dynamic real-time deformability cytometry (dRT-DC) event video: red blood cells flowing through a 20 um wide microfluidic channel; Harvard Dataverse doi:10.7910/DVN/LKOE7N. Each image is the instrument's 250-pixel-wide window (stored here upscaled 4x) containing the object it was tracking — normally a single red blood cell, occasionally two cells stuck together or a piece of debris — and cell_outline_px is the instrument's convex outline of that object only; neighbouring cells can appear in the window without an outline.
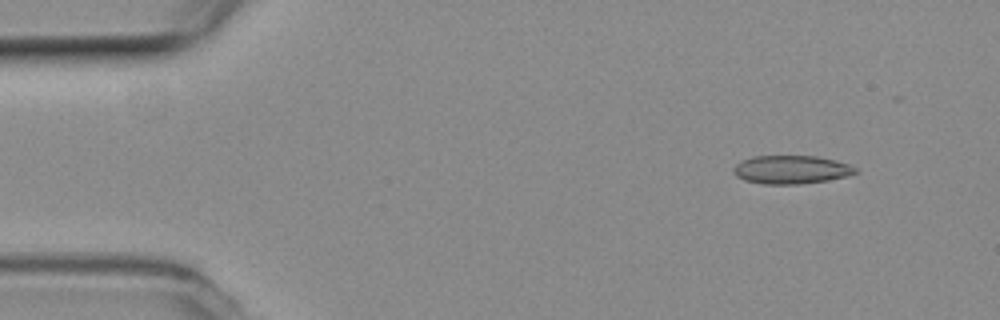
{"species": "common noctule bat (a hibernating species)", "species_latin": "Nyctalus noctula", "temperature_condition": "room temperature", "stored_images_in_passage": 32, "camera_frame_rate_fps": 3000, "um_per_image_px": 0.085, "animal": {"sex": "female", "body_mass_g": 19.3, "forearm_length_mm": 54.1}, "frame": {"image": 1, "passage_image": 1, "time_ms": 0.0, "image_size_px": [1000, 320], "cell_outline_px": [[856, 172], [848, 176], [828, 180], [800, 184], [764, 184], [744, 180], [736, 176], [732, 168], [736, 164], [752, 156], [816, 156], [836, 160], [848, 164], [856, 168]], "centroid_in_image_um": [67.25, 14.42], "position_along_channel_um": 17.8, "area_um2": 20.11}}
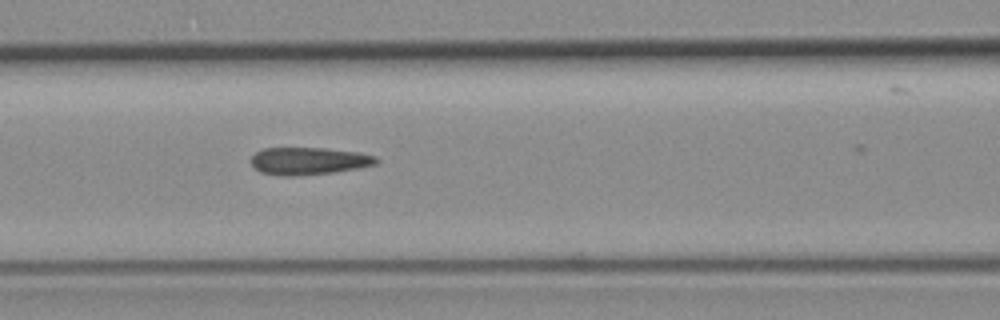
{"frame": {"image": 2, "passage_image": 18, "time_ms": 5.667, "image_size_px": [1000, 320], "cell_outline_px": [[380, 160], [376, 164], [336, 172], [296, 176], [280, 176], [260, 172], [252, 164], [252, 156], [256, 152], [264, 148], [324, 148], [360, 152], [376, 156]], "centroid_in_image_um": [26.26, 13.68], "position_along_channel_um": 140.3, "area_um2": 20.06}}
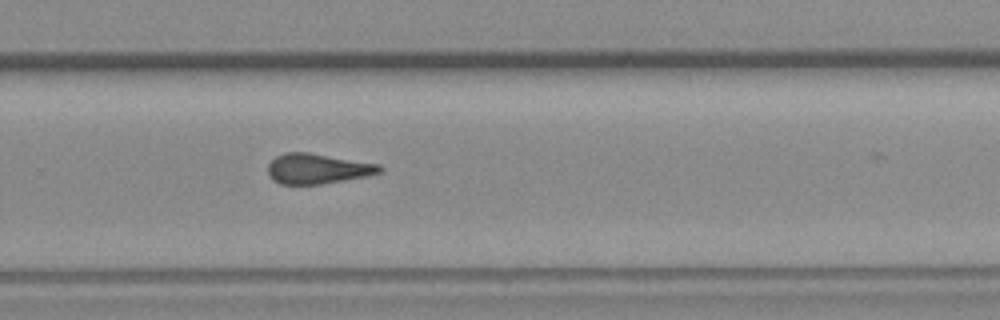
{"frame": {"image": 3, "passage_image": 31, "time_ms": 10.0, "image_size_px": [1000, 320], "cell_outline_px": [[384, 172], [368, 176], [324, 184], [280, 184], [272, 180], [268, 172], [268, 164], [276, 156], [284, 152], [308, 152], [380, 164], [384, 168]], "centroid_in_image_um": [27.03, 14.34], "position_along_channel_um": 302.8, "area_um2": 19.94}}